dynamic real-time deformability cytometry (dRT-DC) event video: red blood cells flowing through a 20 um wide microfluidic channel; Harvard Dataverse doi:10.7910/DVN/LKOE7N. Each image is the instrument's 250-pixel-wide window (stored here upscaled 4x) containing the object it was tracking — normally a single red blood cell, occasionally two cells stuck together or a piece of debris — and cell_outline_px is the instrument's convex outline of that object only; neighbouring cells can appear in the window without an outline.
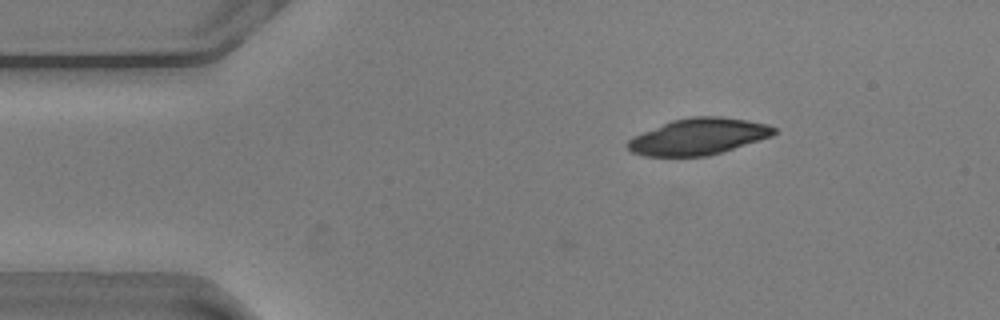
{"species": "common noctule bat (a hibernating species)", "species_latin": "Nyctalus noctula", "temperature_condition": "warm", "stored_images_in_passage": 3, "camera_frame_rate_fps": 3000, "um_per_image_px": 0.085, "animal": {"sex": "male", "body_mass_g": 20.5, "forearm_length_mm": 52.5}, "frame": {"image": 1, "passage_image": 3, "time_ms": 0.667, "image_size_px": [1000, 320], "cell_outline_px": [[776, 132], [772, 136], [724, 152], [708, 156], [644, 156], [632, 152], [624, 144], [632, 136], [672, 120], [692, 116], [720, 116], [748, 120], [768, 124], [776, 128]], "centroid_in_image_um": [59.37, 11.61], "position_along_channel_um": 25.6, "area_um2": 31.27}}